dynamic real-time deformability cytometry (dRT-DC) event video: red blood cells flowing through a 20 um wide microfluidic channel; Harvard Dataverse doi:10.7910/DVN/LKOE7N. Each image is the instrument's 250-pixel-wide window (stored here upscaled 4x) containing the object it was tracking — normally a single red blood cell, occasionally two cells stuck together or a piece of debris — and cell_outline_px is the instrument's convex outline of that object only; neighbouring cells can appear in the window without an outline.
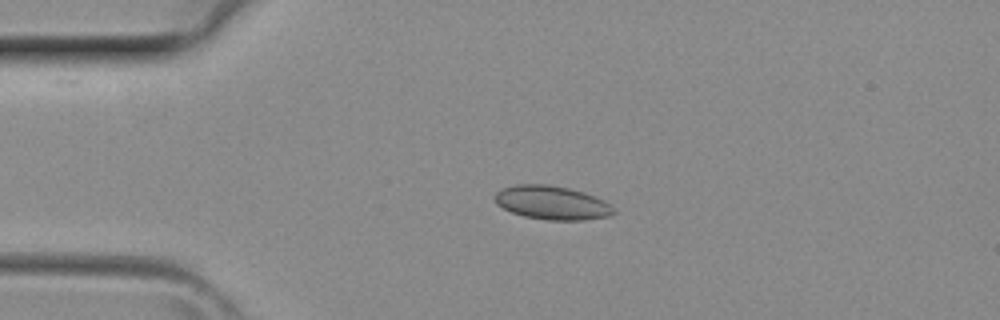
{"species": "common noctule bat (a hibernating species)", "species_latin": "Nyctalus noctula", "temperature_condition": "room temperature", "stored_images_in_passage": 4, "camera_frame_rate_fps": 3000, "um_per_image_px": 0.085, "animal": {"sex": "female", "body_mass_g": 29.2, "forearm_length_mm": 56.3}, "frame": {"image": 1, "passage_image": 3, "time_ms": 0.667, "image_size_px": [1000, 320], "cell_outline_px": [[616, 212], [608, 216], [584, 220], [548, 220], [524, 216], [512, 212], [496, 204], [492, 196], [496, 192], [504, 188], [516, 184], [548, 184], [568, 188], [584, 192], [604, 200], [616, 208]], "centroid_in_image_um": [46.92, 17.23], "position_along_channel_um": 38.1, "area_um2": 23.47}}
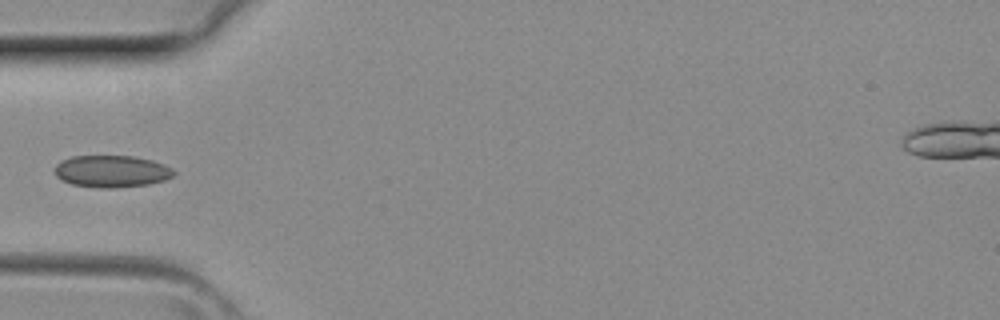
{"frame": {"image": 2, "passage_image": 4, "time_ms": 1.0, "image_size_px": [1000, 320], "cell_outline_px": [[176, 172], [172, 176], [164, 180], [148, 184], [116, 188], [100, 188], [72, 184], [60, 180], [56, 176], [56, 164], [60, 160], [72, 156], [132, 156], [152, 160], [164, 164], [172, 168]], "centroid_in_image_um": [9.48, 14.56], "position_along_channel_um": 75.5, "area_um2": 22.25}}